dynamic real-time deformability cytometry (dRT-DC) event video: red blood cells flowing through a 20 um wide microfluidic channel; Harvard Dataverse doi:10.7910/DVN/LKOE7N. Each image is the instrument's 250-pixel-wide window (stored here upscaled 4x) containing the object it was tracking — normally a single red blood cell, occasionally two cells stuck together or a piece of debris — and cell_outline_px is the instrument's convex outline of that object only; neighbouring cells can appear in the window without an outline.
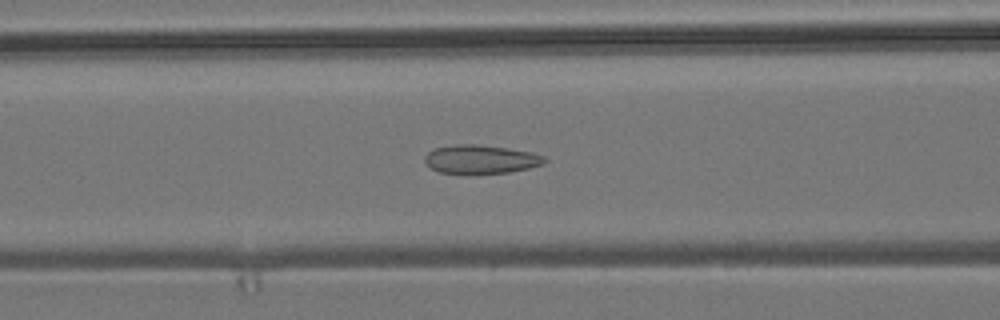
{"species": "common noctule bat (a hibernating species)", "species_latin": "Nyctalus noctula", "temperature_condition": "room temperature", "stored_images_in_passage": 41, "camera_frame_rate_fps": 3000, "um_per_image_px": 0.085, "animal": {"sex": "male", "body_mass_g": 19.2, "forearm_length_mm": 51.8}, "frame": {"image": 1, "passage_image": 9, "time_ms": 2.667, "image_size_px": [1000, 320], "cell_outline_px": [[548, 160], [544, 164], [528, 168], [508, 172], [468, 176], [440, 172], [432, 168], [424, 160], [424, 156], [432, 148], [456, 144], [476, 144], [508, 148], [532, 152], [544, 156]], "centroid_in_image_um": [40.85, 13.56], "position_along_channel_um": 125.8, "area_um2": 20.63}}
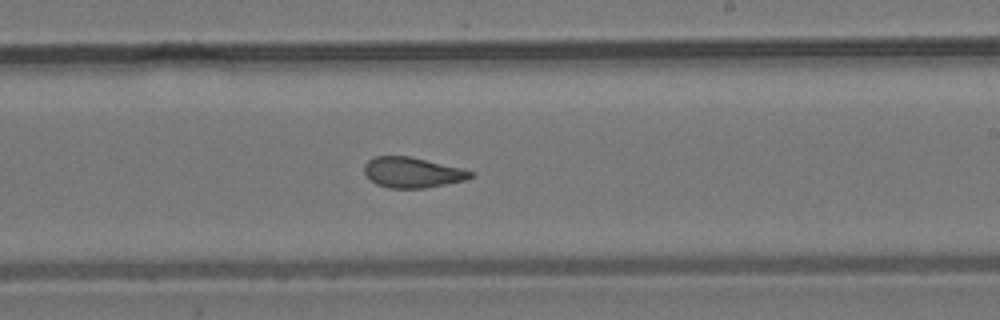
{"frame": {"image": 2, "passage_image": 19, "time_ms": 6.0, "image_size_px": [1000, 320], "cell_outline_px": [[472, 176], [464, 180], [424, 188], [388, 188], [376, 184], [364, 172], [364, 164], [368, 160], [376, 156], [408, 156], [464, 168], [472, 172]], "centroid_in_image_um": [35.03, 14.65], "position_along_channel_um": 254.0, "area_um2": 18.67}}
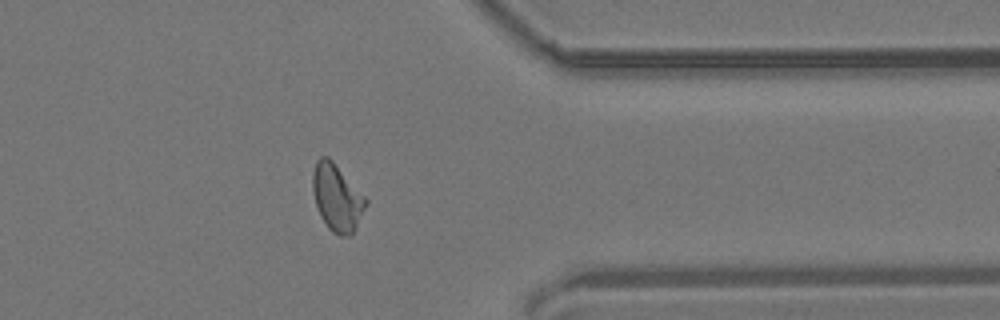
{"frame": {"image": 3, "passage_image": 30, "time_ms": 9.667, "image_size_px": [1000, 320], "cell_outline_px": [[368, 204], [352, 236], [340, 236], [332, 232], [328, 228], [320, 216], [316, 204], [312, 188], [312, 172], [316, 160], [320, 156], [328, 156], [332, 160], [368, 200]], "centroid_in_image_um": [28.64, 16.81], "position_along_channel_um": 382.8, "area_um2": 20.87}, "authors_computed_cell_mechanics": {"area_um2": 19.652, "velocity_mm_per_s": 3.8542, "shape_relaxation_time_tau1_ms": null, "shape_relaxation_time_tau2_ms": 1.5143, "deformation_change_tau1": null, "deformation_change_tau2": 0.0799}}